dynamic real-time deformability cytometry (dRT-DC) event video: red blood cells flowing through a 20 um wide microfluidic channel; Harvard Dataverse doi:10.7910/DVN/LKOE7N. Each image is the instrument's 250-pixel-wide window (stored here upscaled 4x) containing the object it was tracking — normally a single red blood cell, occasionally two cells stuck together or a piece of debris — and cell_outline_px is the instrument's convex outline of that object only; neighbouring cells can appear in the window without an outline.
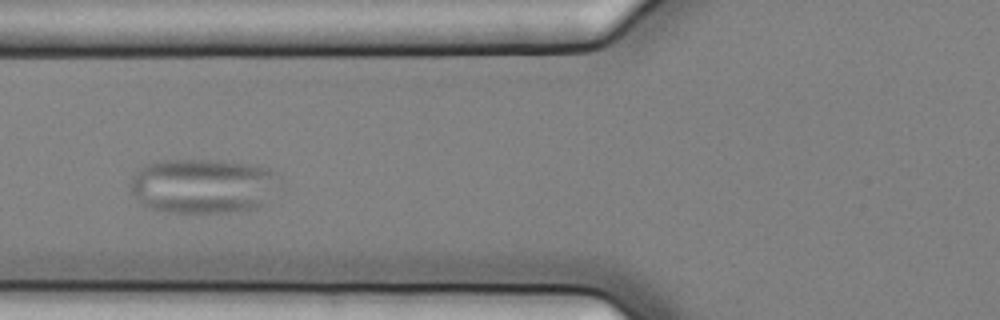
{"species": "common noctule bat (a hibernating species)", "species_latin": "Nyctalus noctula", "temperature_condition": "cold", "stored_images_in_passage": 41, "camera_frame_rate_fps": 3000, "um_per_image_px": 0.085, "animal": {"sex": "female", "body_mass_g": 25.1}, "frame": {"image": 1, "passage_image": 7, "time_ms": 2.0, "image_size_px": [1000, 320], "cell_outline_px": [[280, 176], [260, 204], [256, 208], [228, 212], [168, 212], [148, 208], [132, 192], [128, 184], [132, 176], [144, 164], [156, 160], [216, 160], [256, 164], [268, 168], [276, 172]], "centroid_in_image_um": [17.16, 15.77], "position_along_channel_um": 108.6, "area_um2": 47.28}}